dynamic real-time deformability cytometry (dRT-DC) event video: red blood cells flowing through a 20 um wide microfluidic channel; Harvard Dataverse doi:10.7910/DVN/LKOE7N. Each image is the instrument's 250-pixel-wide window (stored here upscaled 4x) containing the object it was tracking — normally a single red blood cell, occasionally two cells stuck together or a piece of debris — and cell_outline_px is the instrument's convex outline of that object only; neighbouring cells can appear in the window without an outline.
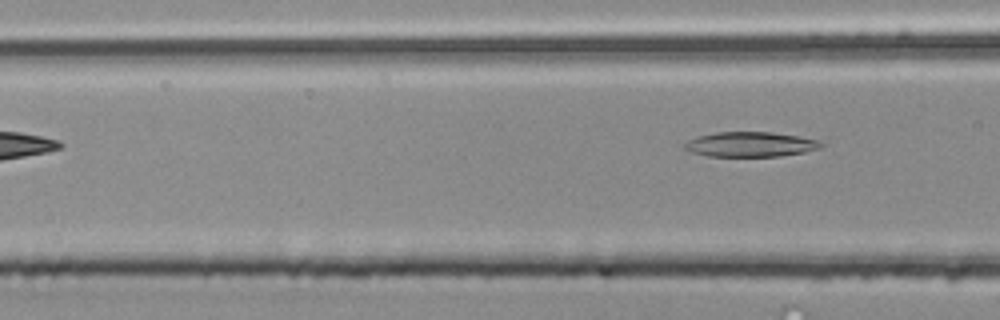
{"species": "common noctule bat (a hibernating species)", "species_latin": "Nyctalus noctula", "temperature_condition": "room temperature", "stored_images_in_passage": 7, "camera_frame_rate_fps": 3000, "um_per_image_px": 0.085, "animal": {"sex": "male", "body_mass_g": 20.4}, "frame": {"image": 1, "passage_image": 4, "time_ms": 1.0, "image_size_px": [1000, 320], "cell_outline_px": [[828, 144], [820, 148], [804, 152], [780, 156], [708, 156], [692, 152], [684, 148], [684, 144], [688, 140], [700, 136], [716, 132], [772, 132], [820, 140]], "centroid_in_image_um": [63.84, 12.27], "position_along_channel_um": 102.8, "area_um2": 19.77}}
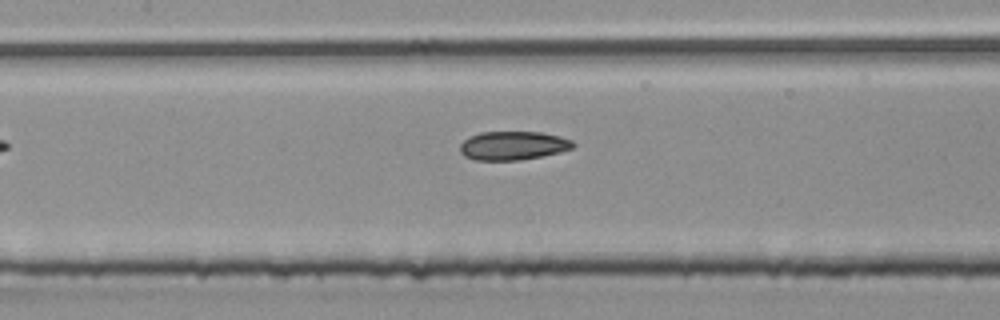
{"frame": {"image": 2, "passage_image": 6, "time_ms": 1.667, "image_size_px": [1000, 320], "cell_outline_px": [[576, 144], [572, 148], [560, 152], [520, 160], [476, 160], [464, 156], [460, 152], [460, 144], [468, 136], [480, 132], [540, 132], [560, 136], [572, 140]], "centroid_in_image_um": [43.59, 12.37], "position_along_channel_um": 163.8, "area_um2": 18.96}}